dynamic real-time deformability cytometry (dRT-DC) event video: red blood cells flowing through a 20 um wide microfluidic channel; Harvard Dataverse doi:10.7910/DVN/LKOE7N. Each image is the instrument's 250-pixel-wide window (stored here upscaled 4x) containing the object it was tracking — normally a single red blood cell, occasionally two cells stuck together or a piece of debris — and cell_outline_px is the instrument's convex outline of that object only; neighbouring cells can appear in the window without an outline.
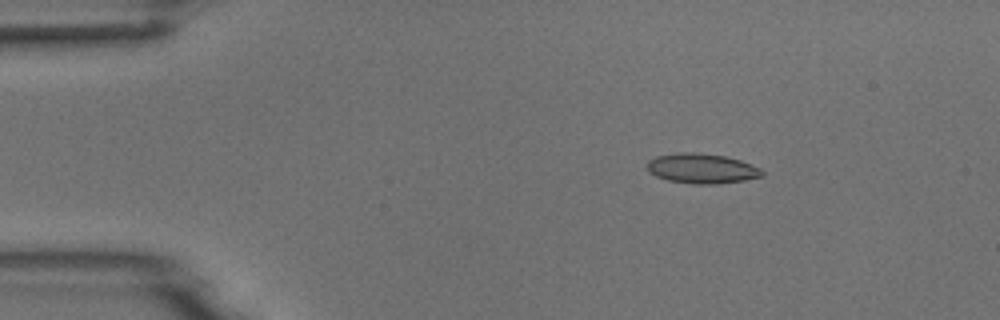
{"species": "common noctule bat (a hibernating species)", "species_latin": "Nyctalus noctula", "temperature_condition": "room temperature", "stored_images_in_passage": 5, "camera_frame_rate_fps": 3000, "um_per_image_px": 0.085, "animal": {"sex": "male", "body_mass_g": 18.8}, "frame": {"image": 1, "passage_image": 3, "time_ms": 0.667, "image_size_px": [1000, 320], "cell_outline_px": [[764, 176], [744, 180], [716, 184], [692, 184], [668, 180], [656, 176], [648, 172], [644, 168], [648, 160], [656, 156], [676, 152], [692, 152], [724, 156], [740, 160], [752, 164], [760, 168], [764, 172]], "centroid_in_image_um": [59.61, 14.32], "position_along_channel_um": 25.4, "area_um2": 20.29}}